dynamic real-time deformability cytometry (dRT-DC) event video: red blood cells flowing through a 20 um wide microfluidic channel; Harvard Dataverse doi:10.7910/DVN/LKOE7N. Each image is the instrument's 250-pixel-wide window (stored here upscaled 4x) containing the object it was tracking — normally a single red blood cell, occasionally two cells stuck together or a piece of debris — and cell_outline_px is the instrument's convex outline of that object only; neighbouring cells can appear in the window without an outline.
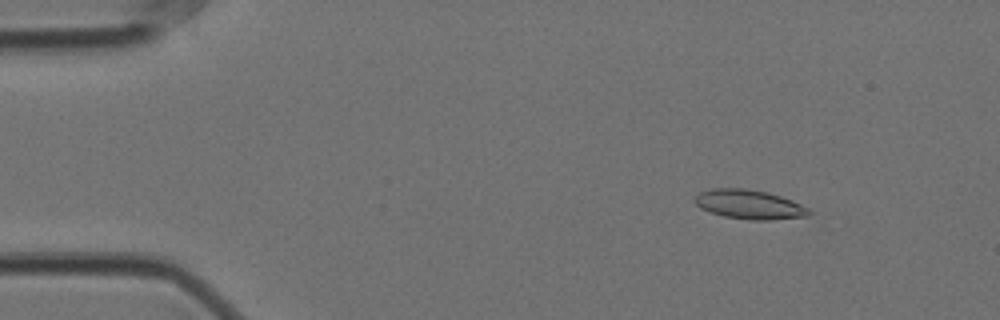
{"species": "Egyptian fruit bat (a non-hibernating species)", "species_latin": "Rousettus aegyptiacus", "temperature_condition": "cold", "stored_images_in_passage": 28, "camera_frame_rate_fps": 3000, "um_per_image_px": 0.085, "animal": {"sex": "female"}, "frame": {"image": 1, "passage_image": 7, "time_ms": 2.0, "image_size_px": [1000, 320], "cell_outline_px": [[812, 212], [808, 216], [772, 220], [752, 220], [724, 216], [700, 208], [692, 200], [700, 192], [712, 188], [744, 188], [768, 192], [792, 200], [808, 208]], "centroid_in_image_um": [63.69, 17.37], "position_along_channel_um": 21.3, "area_um2": 19.48}}
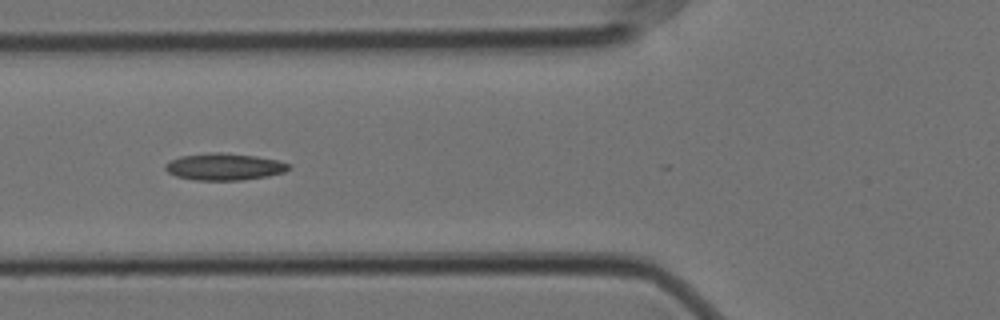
{"frame": {"image": 2, "passage_image": 21, "time_ms": 6.667, "image_size_px": [1000, 320], "cell_outline_px": [[292, 168], [284, 172], [268, 176], [240, 180], [196, 180], [176, 176], [168, 172], [164, 168], [164, 164], [180, 156], [208, 152], [220, 152], [256, 156], [276, 160], [292, 164]], "centroid_in_image_um": [19.08, 14.16], "position_along_channel_um": 106.7, "area_um2": 19.42}}
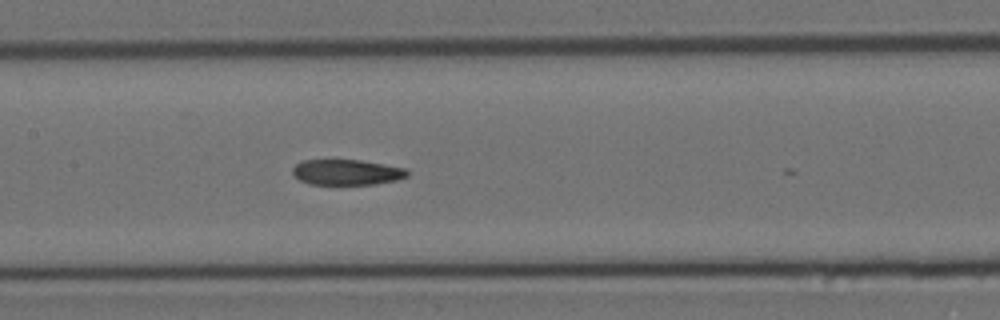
{"frame": {"image": 3, "passage_image": 27, "time_ms": 8.667, "image_size_px": [1000, 320], "cell_outline_px": [[408, 176], [396, 180], [376, 184], [308, 184], [292, 176], [292, 168], [296, 164], [304, 160], [360, 160], [408, 168]], "centroid_in_image_um": [29.47, 14.64], "position_along_channel_um": 177.9, "area_um2": 17.17}}